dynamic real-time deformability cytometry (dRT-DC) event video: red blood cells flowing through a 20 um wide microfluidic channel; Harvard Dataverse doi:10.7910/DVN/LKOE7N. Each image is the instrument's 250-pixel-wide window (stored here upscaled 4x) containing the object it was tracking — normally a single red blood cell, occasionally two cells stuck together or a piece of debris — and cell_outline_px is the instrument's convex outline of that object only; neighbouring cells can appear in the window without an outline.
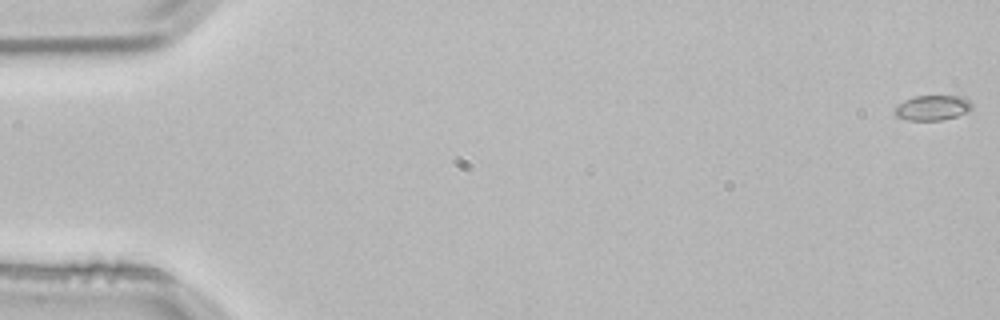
{"species": "common noctule bat (a hibernating species)", "species_latin": "Nyctalus noctula", "temperature_condition": "room temperature", "stored_images_in_passage": 4, "camera_frame_rate_fps": 3000, "um_per_image_px": 0.085, "animal": {"sex": "male", "body_mass_g": 21.5, "forearm_length_mm": 52.0}, "frame": {"image": 1, "passage_image": 1, "time_ms": 0.0, "image_size_px": [1000, 320], "cell_outline_px": [[972, 108], [968, 112], [956, 116], [940, 120], [908, 120], [896, 116], [892, 112], [896, 104], [904, 100], [916, 96], [964, 96], [972, 104]], "centroid_in_image_um": [79.23, 9.15], "position_along_channel_um": 5.8, "area_um2": 11.39}}
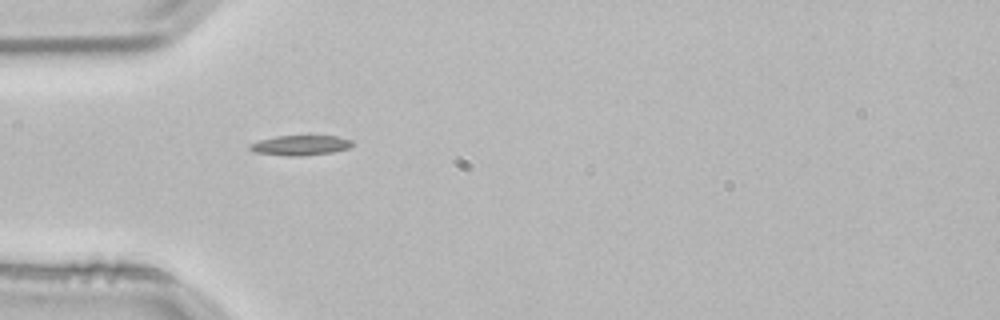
{"frame": {"image": 2, "passage_image": 4, "time_ms": 1.0, "image_size_px": [1000, 320], "cell_outline_px": [[352, 144], [348, 148], [332, 152], [304, 156], [288, 156], [252, 152], [248, 148], [248, 144], [260, 140], [276, 136], [336, 136], [352, 140]], "centroid_in_image_um": [25.48, 12.35], "position_along_channel_um": 59.5, "area_um2": 11.96}}